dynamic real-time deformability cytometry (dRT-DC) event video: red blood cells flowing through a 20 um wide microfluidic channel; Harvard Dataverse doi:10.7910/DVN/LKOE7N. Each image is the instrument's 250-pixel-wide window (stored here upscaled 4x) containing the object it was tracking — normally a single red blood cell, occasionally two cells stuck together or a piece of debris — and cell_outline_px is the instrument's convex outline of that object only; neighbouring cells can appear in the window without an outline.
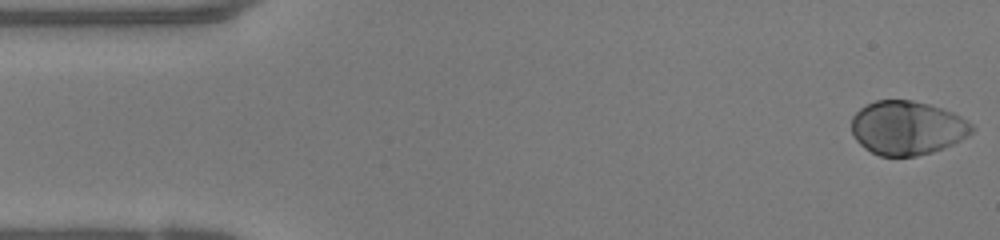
{"species": "human", "species_latin": "Homo sapiens", "temperature_condition": "warm", "stored_images_in_passage": 48, "camera_frame_rate_fps": 3000, "um_per_image_px": 0.085, "donor": {"sex": "female"}, "frame": {"image": 1, "passage_image": 1, "time_ms": 0.0, "image_size_px": [1000, 240], "cell_outline_px": [[976, 128], [968, 136], [944, 148], [932, 152], [916, 156], [880, 156], [864, 148], [856, 140], [852, 132], [852, 116], [860, 108], [876, 100], [912, 100], [928, 104], [952, 112], [968, 120]], "centroid_in_image_um": [77.12, 10.87], "position_along_channel_um": 7.9, "area_um2": 37.86}}
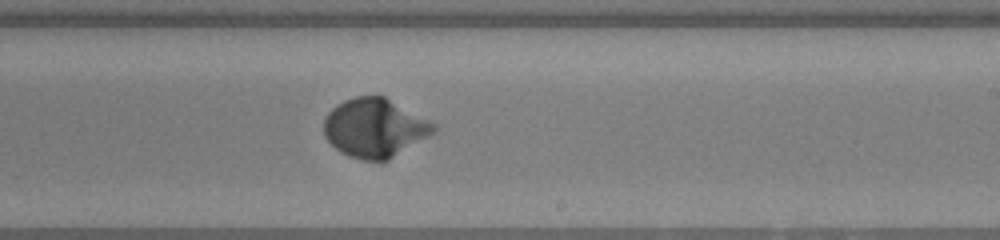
{"frame": {"image": 2, "passage_image": 28, "time_ms": 9.0, "image_size_px": [1000, 240], "cell_outline_px": [[436, 132], [388, 160], [364, 160], [348, 156], [340, 152], [324, 136], [324, 120], [328, 112], [336, 104], [344, 100], [356, 96], [384, 96], [436, 124]], "centroid_in_image_um": [31.84, 10.87], "position_along_channel_um": 257.2, "area_um2": 37.45}}
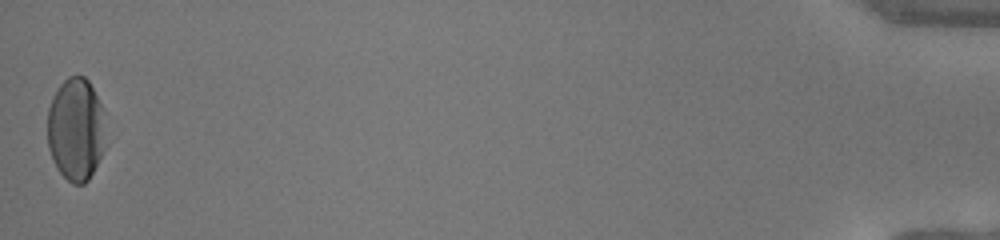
{"frame": {"image": 3, "passage_image": 48, "time_ms": 15.667, "image_size_px": [1000, 240], "cell_outline_px": [[108, 144], [88, 180], [84, 184], [72, 184], [60, 172], [52, 160], [48, 148], [48, 108], [52, 96], [60, 84], [68, 76], [84, 76], [88, 80], [100, 104]], "centroid_in_image_um": [6.45, 11.02], "position_along_channel_um": 428.7, "area_um2": 35.14}, "authors_computed_cell_mechanics": {"area_um2": 36.7319, "velocity_mm_per_s": 4.1492, "shape_relaxation_time_tau1_ms": 2.2692, "shape_relaxation_time_tau2_ms": null, "deformation_change_tau1": 0.1988, "deformation_change_tau2": null}}